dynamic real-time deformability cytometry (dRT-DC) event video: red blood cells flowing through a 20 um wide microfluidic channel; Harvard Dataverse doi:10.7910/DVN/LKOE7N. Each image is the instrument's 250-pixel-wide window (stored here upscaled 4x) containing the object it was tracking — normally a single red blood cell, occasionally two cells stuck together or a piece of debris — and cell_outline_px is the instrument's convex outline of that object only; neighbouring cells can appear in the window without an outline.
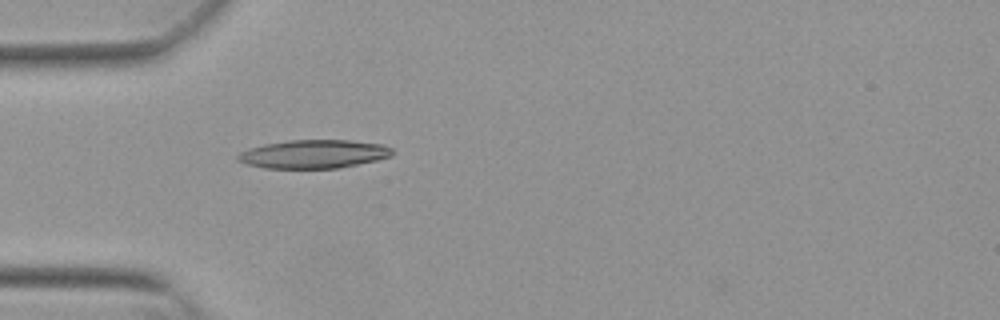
{"species": "Egyptian fruit bat (a non-hibernating species)", "species_latin": "Rousettus aegyptiacus", "temperature_condition": "warm", "stored_images_in_passage": 38, "camera_frame_rate_fps": 3000, "um_per_image_px": 0.085, "animal": {"sex": "female"}, "frame": {"image": 1, "passage_image": 1, "time_ms": 0.0, "image_size_px": [1000, 320], "cell_outline_px": [[392, 156], [376, 160], [340, 168], [264, 168], [248, 164], [236, 160], [236, 156], [240, 152], [248, 148], [264, 144], [288, 140], [348, 140], [384, 144], [392, 148]], "centroid_in_image_um": [26.65, 13.09], "position_along_channel_um": 58.3, "area_um2": 25.72}}
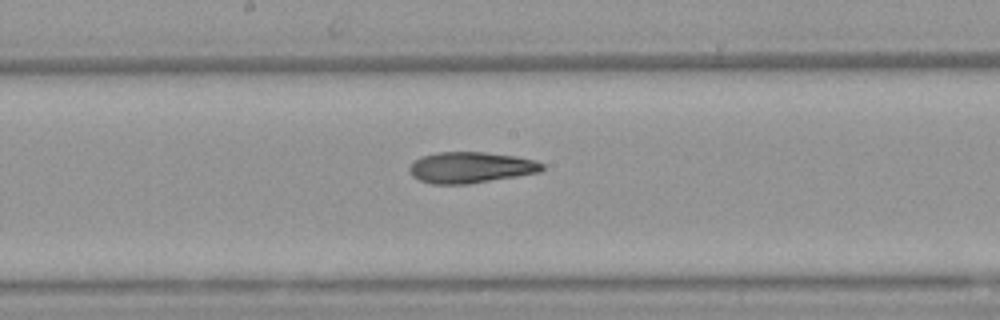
{"frame": {"image": 2, "passage_image": 13, "time_ms": 4.0, "image_size_px": [1000, 320], "cell_outline_px": [[544, 168], [540, 172], [468, 184], [432, 184], [420, 180], [412, 176], [408, 168], [420, 156], [436, 152], [484, 152], [516, 156], [532, 160], [544, 164]], "centroid_in_image_um": [39.99, 14.23], "position_along_channel_um": 208.2, "area_um2": 23.93}}
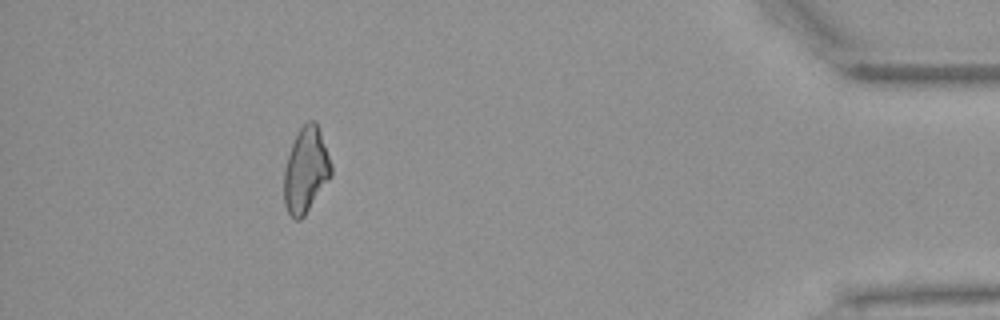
{"frame": {"image": 3, "passage_image": 33, "time_ms": 10.667, "image_size_px": [1000, 320], "cell_outline_px": [[332, 176], [304, 216], [300, 220], [296, 220], [288, 212], [284, 204], [284, 168], [292, 144], [300, 128], [308, 120], [316, 120], [332, 164]], "centroid_in_image_um": [26.01, 14.47], "position_along_channel_um": 409.2, "area_um2": 23.41}, "authors_computed_cell_mechanics": {"area_um2": 24.1604, "velocity_mm_per_s": 3.858, "shape_relaxation_time_tau1_ms": 8.9381, "shape_relaxation_time_tau2_ms": 8.1478, "deformation_change_tau1": 0.2352, "deformation_change_tau2": 0.1887}}